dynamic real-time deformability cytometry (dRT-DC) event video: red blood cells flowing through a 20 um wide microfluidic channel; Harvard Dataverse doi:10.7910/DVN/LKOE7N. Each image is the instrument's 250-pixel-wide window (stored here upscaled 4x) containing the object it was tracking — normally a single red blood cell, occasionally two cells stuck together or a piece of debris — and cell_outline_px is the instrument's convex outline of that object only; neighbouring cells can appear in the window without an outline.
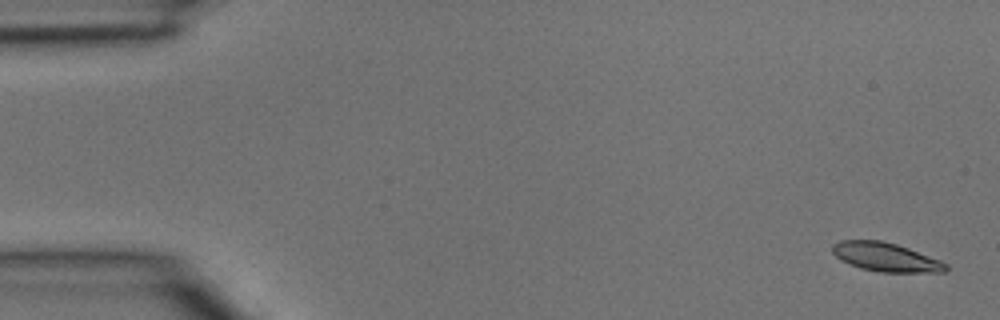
{"species": "common noctule bat (a hibernating species)", "species_latin": "Nyctalus noctula", "temperature_condition": "room temperature", "stored_images_in_passage": 4, "camera_frame_rate_fps": 3000, "um_per_image_px": 0.085, "animal": {"sex": "male", "body_mass_g": 15.6}, "frame": {"image": 1, "passage_image": 1, "time_ms": 0.0, "image_size_px": [1000, 320], "cell_outline_px": [[948, 268], [944, 272], [880, 272], [860, 268], [840, 260], [832, 252], [832, 244], [840, 240], [880, 240], [896, 244], [908, 248], [940, 260], [948, 264]], "centroid_in_image_um": [75.27, 21.85], "position_along_channel_um": 9.7, "area_um2": 19.02}}
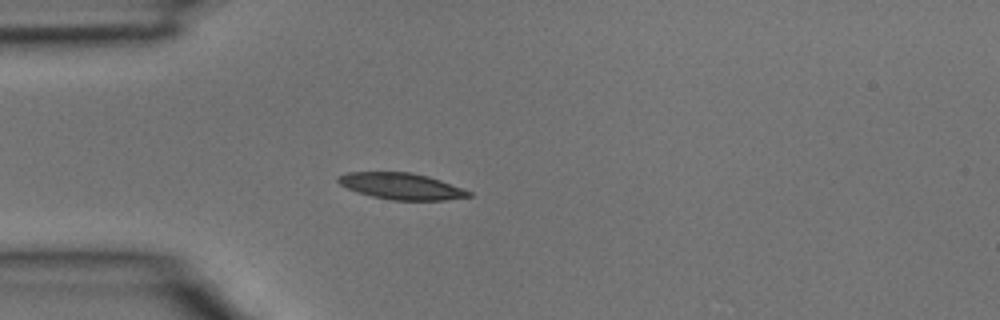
{"frame": {"image": 2, "passage_image": 4, "time_ms": 1.0, "image_size_px": [1000, 320], "cell_outline_px": [[472, 196], [444, 200], [392, 200], [372, 196], [356, 192], [340, 184], [336, 180], [336, 176], [348, 172], [412, 172], [428, 176], [440, 180], [472, 192]], "centroid_in_image_um": [34.09, 15.82], "position_along_channel_um": 50.9, "area_um2": 20.06}}